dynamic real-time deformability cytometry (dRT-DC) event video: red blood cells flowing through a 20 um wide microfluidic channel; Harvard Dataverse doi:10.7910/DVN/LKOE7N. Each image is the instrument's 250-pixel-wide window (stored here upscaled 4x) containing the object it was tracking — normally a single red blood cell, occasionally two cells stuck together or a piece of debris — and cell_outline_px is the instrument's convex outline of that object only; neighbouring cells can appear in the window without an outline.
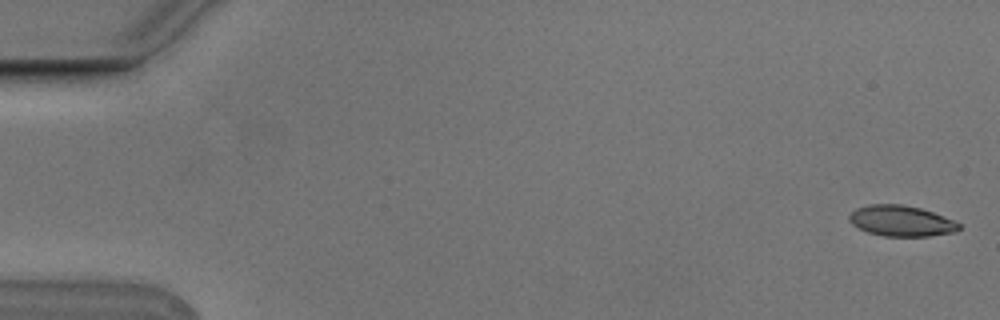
{"species": "Egyptian fruit bat (a non-hibernating species)", "species_latin": "Rousettus aegyptiacus", "temperature_condition": "cold", "stored_images_in_passage": 7, "camera_frame_rate_fps": 3000, "um_per_image_px": 0.085, "animal": {"sex": "male"}, "frame": {"image": 1, "passage_image": 1, "time_ms": 0.0, "image_size_px": [1000, 320], "cell_outline_px": [[960, 228], [956, 232], [928, 236], [884, 236], [868, 232], [852, 224], [848, 220], [848, 216], [856, 208], [868, 204], [900, 204], [920, 208], [956, 220], [960, 224]], "centroid_in_image_um": [76.61, 18.77], "position_along_channel_um": 8.4, "area_um2": 19.71}}
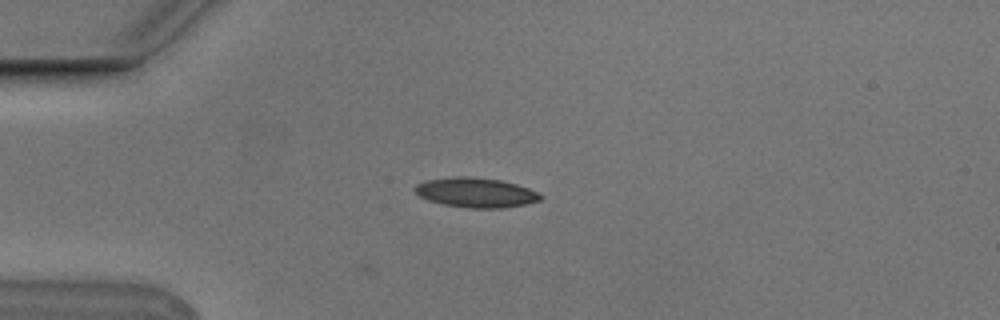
{"frame": {"image": 2, "passage_image": 4, "time_ms": 1.0, "image_size_px": [1000, 320], "cell_outline_px": [[544, 196], [540, 200], [524, 204], [504, 208], [468, 208], [444, 204], [428, 200], [420, 196], [412, 188], [416, 184], [428, 180], [452, 176], [472, 176], [500, 180], [516, 184], [528, 188]], "centroid_in_image_um": [40.43, 16.36], "position_along_channel_um": 44.6, "area_um2": 21.73}}
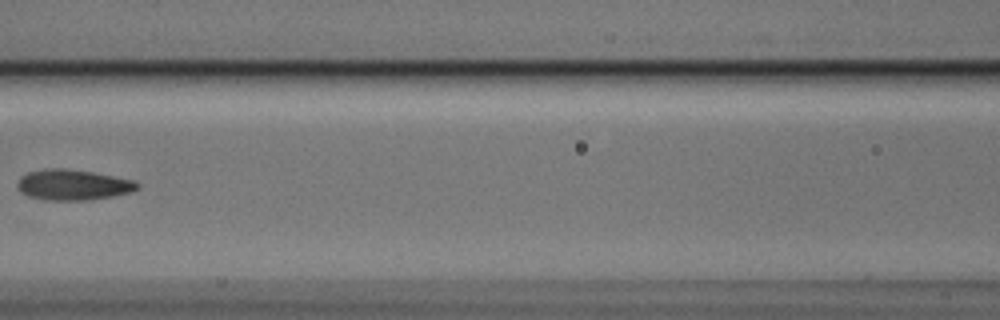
{"frame": {"image": 3, "passage_image": 7, "time_ms": 2.0, "image_size_px": [1000, 320], "cell_outline_px": [[140, 188], [132, 192], [112, 196], [88, 200], [44, 200], [28, 196], [20, 192], [16, 184], [20, 176], [28, 172], [44, 168], [64, 168], [92, 172], [132, 180], [140, 184]], "centroid_in_image_um": [6.17, 15.71], "position_along_channel_um": 160.4, "area_um2": 21.5}}